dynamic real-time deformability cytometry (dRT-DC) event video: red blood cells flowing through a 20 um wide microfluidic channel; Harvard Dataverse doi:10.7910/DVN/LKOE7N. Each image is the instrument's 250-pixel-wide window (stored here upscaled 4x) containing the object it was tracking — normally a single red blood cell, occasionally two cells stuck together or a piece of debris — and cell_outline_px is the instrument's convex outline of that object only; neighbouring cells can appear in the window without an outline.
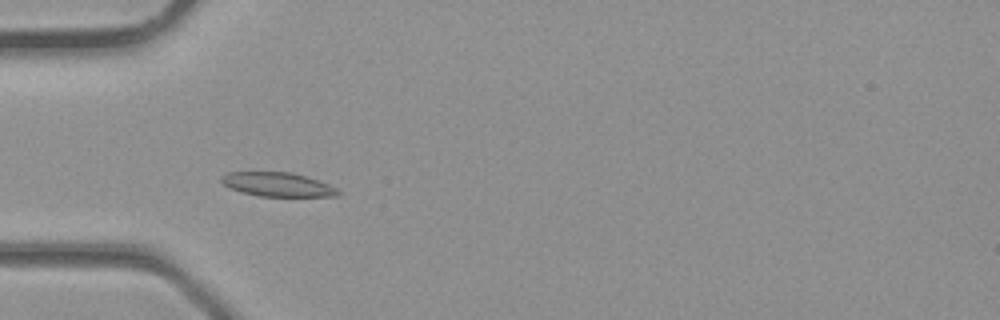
{"species": "common noctule bat (a hibernating species)", "species_latin": "Nyctalus noctula", "temperature_condition": "room temperature", "stored_images_in_passage": 3, "camera_frame_rate_fps": 3000, "um_per_image_px": 0.085, "animal": {"sex": "male", "body_mass_g": 23.1, "forearm_length_mm": 52.7}, "frame": {"image": 1, "passage_image": 2, "time_ms": 0.333, "image_size_px": [1000, 320], "cell_outline_px": [[340, 196], [260, 196], [240, 192], [224, 184], [220, 180], [220, 176], [228, 172], [292, 172], [308, 176], [328, 184], [336, 188], [340, 192]], "centroid_in_image_um": [23.6, 15.67], "position_along_channel_um": 61.4, "area_um2": 16.36}}
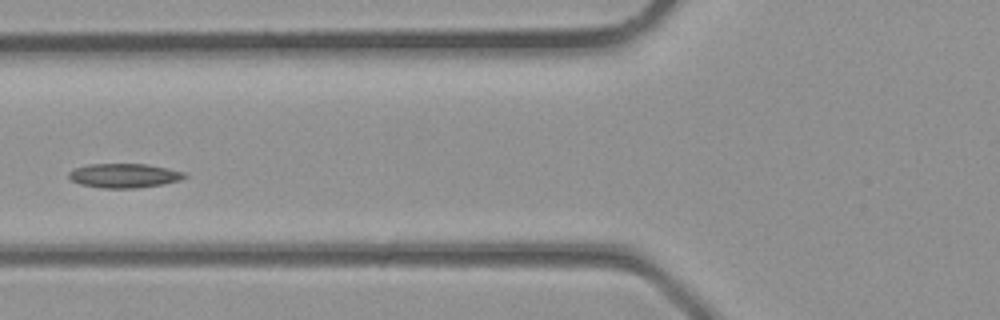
{"frame": {"image": 2, "passage_image": 3, "time_ms": 0.667, "image_size_px": [1000, 320], "cell_outline_px": [[188, 176], [180, 180], [164, 184], [136, 188], [100, 188], [80, 184], [72, 180], [68, 176], [68, 172], [72, 168], [88, 164], [148, 164], [168, 168], [184, 172]], "centroid_in_image_um": [10.54, 14.92], "position_along_channel_um": 115.3, "area_um2": 16.53}}